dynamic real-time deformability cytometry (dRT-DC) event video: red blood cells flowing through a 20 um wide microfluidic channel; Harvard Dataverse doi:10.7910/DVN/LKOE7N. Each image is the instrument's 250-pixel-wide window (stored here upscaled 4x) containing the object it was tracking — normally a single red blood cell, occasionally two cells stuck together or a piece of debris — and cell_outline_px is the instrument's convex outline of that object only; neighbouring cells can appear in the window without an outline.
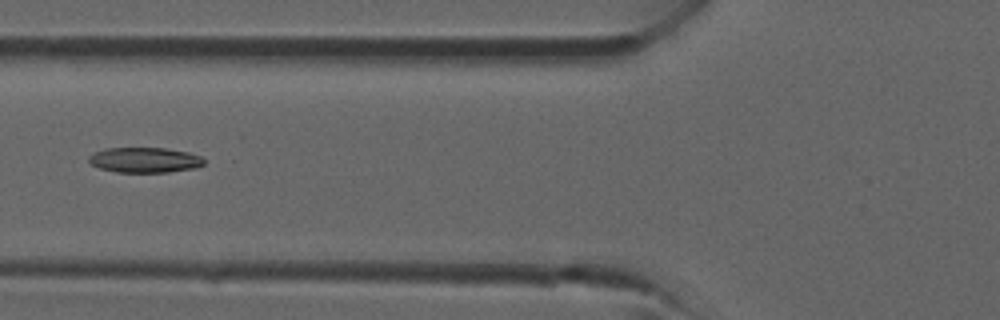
{"species": "common noctule bat (a hibernating species)", "species_latin": "Nyctalus noctula", "temperature_condition": "room temperature", "stored_images_in_passage": 30, "camera_frame_rate_fps": 3000, "um_per_image_px": 0.085, "animal": {"sex": "male", "forearm_length_mm": 52.5}, "frame": {"image": 1, "passage_image": 6, "time_ms": 1.667, "image_size_px": [1000, 320], "cell_outline_px": [[204, 164], [196, 168], [168, 172], [116, 172], [100, 168], [92, 164], [88, 160], [88, 156], [104, 148], [164, 148], [188, 152], [200, 156], [204, 160]], "centroid_in_image_um": [12.3, 13.6], "position_along_channel_um": 113.5, "area_um2": 16.88}}
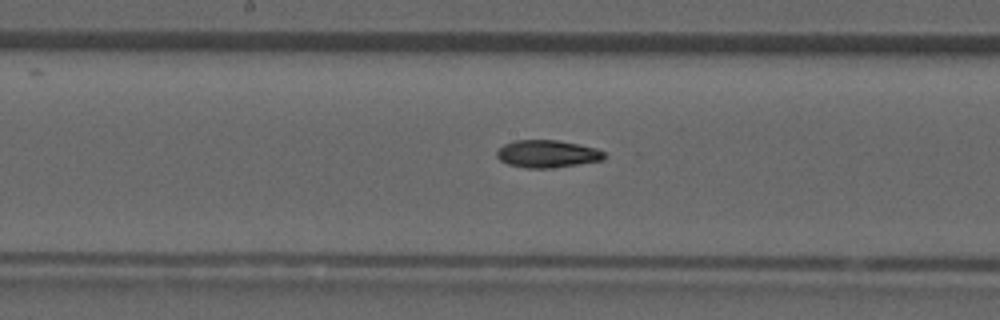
{"frame": {"image": 2, "passage_image": 11, "time_ms": 3.333, "image_size_px": [1000, 320], "cell_outline_px": [[608, 156], [604, 160], [548, 168], [524, 168], [508, 164], [500, 160], [496, 156], [496, 152], [504, 144], [516, 140], [556, 140], [596, 148], [604, 152]], "centroid_in_image_um": [46.52, 13.08], "position_along_channel_um": 201.7, "area_um2": 17.11}}
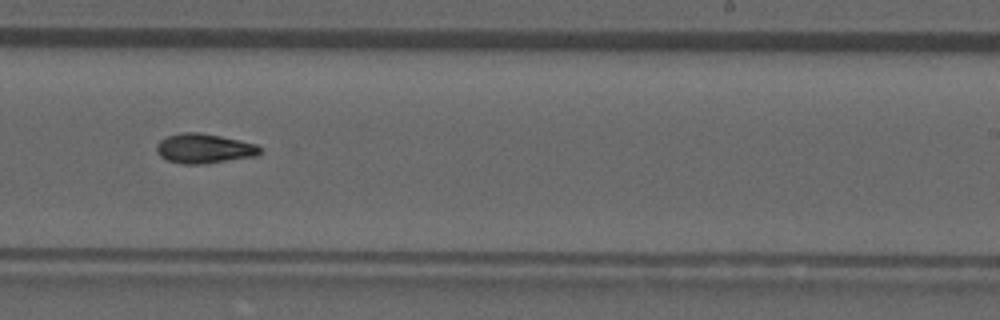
{"frame": {"image": 3, "passage_image": 15, "time_ms": 4.667, "image_size_px": [1000, 320], "cell_outline_px": [[260, 156], [200, 164], [184, 164], [168, 160], [160, 156], [156, 152], [156, 144], [160, 140], [168, 136], [184, 132], [200, 132], [220, 136], [256, 144], [260, 148]], "centroid_in_image_um": [17.35, 12.62], "position_along_channel_um": 271.7, "area_um2": 17.8}}